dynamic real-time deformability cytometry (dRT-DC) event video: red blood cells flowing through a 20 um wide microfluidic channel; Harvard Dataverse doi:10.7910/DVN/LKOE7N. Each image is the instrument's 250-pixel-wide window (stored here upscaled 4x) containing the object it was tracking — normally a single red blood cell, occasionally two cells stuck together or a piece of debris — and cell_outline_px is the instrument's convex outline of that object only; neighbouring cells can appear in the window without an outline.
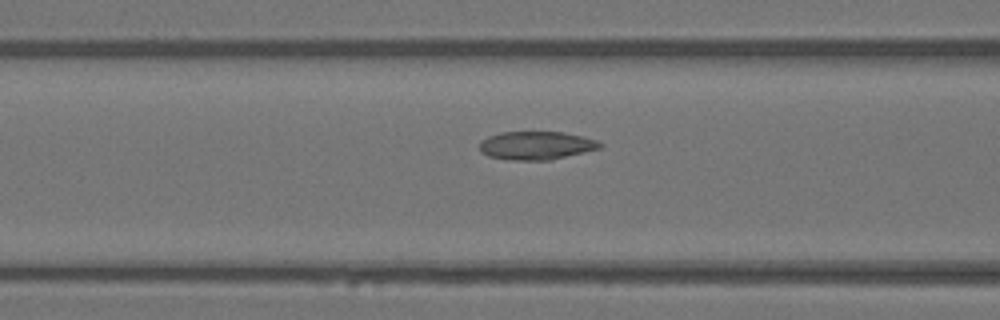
{"species": "Egyptian fruit bat (a non-hibernating species)", "species_latin": "Rousettus aegyptiacus", "temperature_condition": "warm", "stored_images_in_passage": 19, "camera_frame_rate_fps": 3000, "um_per_image_px": 0.085, "animal": {"sex": "female"}, "frame": {"image": 1, "passage_image": 14, "time_ms": 4.333, "image_size_px": [1000, 320], "cell_outline_px": [[604, 144], [600, 148], [552, 160], [508, 160], [488, 156], [480, 152], [480, 140], [488, 136], [500, 132], [560, 132], [584, 136], [596, 140]], "centroid_in_image_um": [45.56, 12.37], "position_along_channel_um": 121.0, "area_um2": 20.0}}